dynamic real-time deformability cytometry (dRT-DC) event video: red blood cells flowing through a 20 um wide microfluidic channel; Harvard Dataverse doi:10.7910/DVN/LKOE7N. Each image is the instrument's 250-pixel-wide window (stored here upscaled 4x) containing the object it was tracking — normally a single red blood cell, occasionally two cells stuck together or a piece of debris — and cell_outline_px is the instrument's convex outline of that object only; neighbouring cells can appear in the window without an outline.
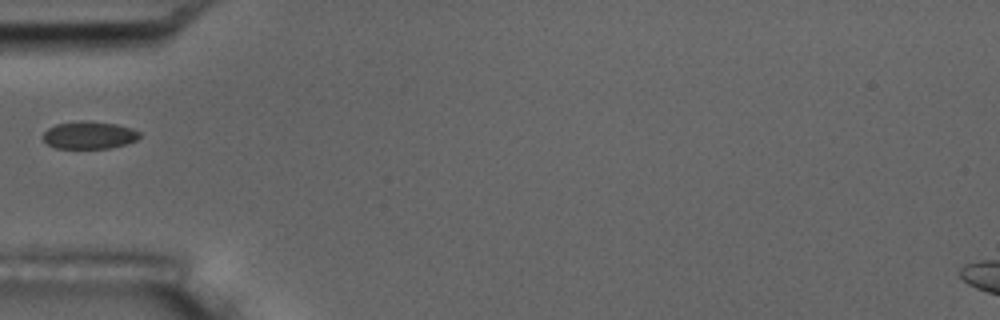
{"species": "common noctule bat (a hibernating species)", "species_latin": "Nyctalus noctula", "temperature_condition": "room temperature", "stored_images_in_passage": 2, "camera_frame_rate_fps": 3000, "um_per_image_px": 0.085, "animal": {"sex": "male", "body_mass_g": 17.5, "forearm_length_mm": 52.3}, "frame": {"image": 1, "passage_image": 1, "time_ms": 0.0, "image_size_px": [1000, 320], "cell_outline_px": [[140, 136], [136, 140], [124, 144], [108, 148], [56, 148], [48, 144], [44, 140], [44, 132], [48, 128], [56, 124], [76, 120], [84, 120], [116, 124], [132, 128], [140, 132]], "centroid_in_image_um": [7.57, 11.47], "position_along_channel_um": 77.4, "area_um2": 15.43}}